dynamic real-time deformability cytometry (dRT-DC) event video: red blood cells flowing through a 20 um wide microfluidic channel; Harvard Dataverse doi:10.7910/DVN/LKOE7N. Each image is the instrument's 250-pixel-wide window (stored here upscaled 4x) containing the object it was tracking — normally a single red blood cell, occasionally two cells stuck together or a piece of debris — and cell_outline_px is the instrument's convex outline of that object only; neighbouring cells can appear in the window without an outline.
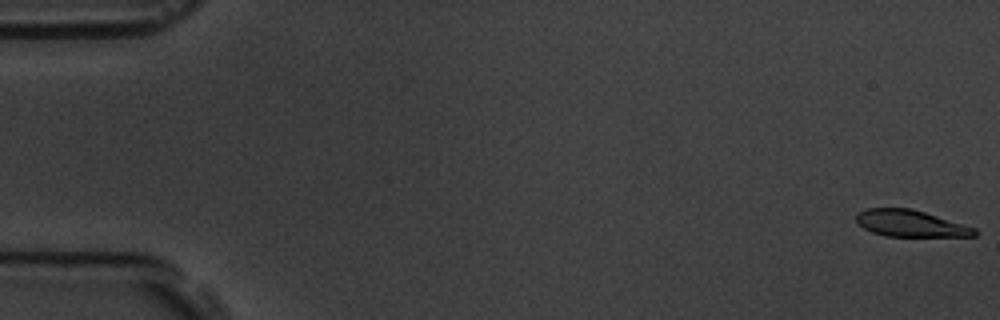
{"species": "common noctule bat (a hibernating species)", "species_latin": "Nyctalus noctula", "temperature_condition": "room temperature", "stored_images_in_passage": 8, "camera_frame_rate_fps": 3000, "um_per_image_px": 0.085, "animal": {"sex": "male", "body_mass_g": 19.5, "forearm_length_mm": 54.6}, "frame": {"image": 1, "passage_image": 1, "time_ms": 0.0, "image_size_px": [1000, 320], "cell_outline_px": [[980, 232], [976, 236], [884, 236], [872, 232], [864, 228], [856, 220], [856, 212], [864, 208], [912, 208], [976, 228]], "centroid_in_image_um": [77.39, 18.99], "position_along_channel_um": 7.6, "area_um2": 18.44}}
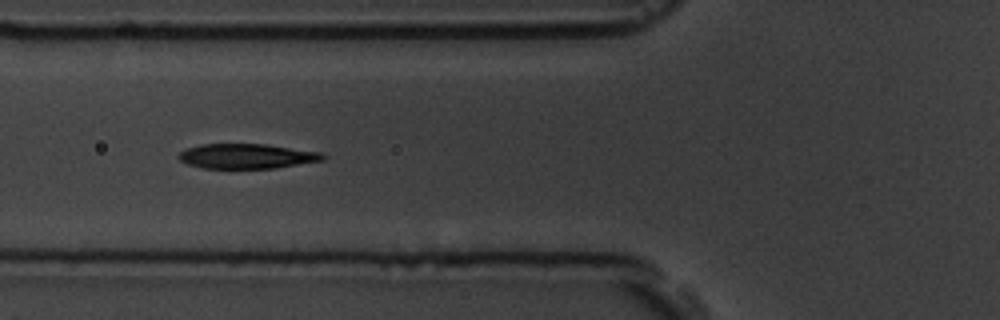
{"frame": {"image": 2, "passage_image": 7, "time_ms": 7.0, "image_size_px": [1000, 320], "cell_outline_px": [[328, 156], [324, 160], [276, 168], [204, 168], [188, 164], [180, 160], [176, 156], [184, 148], [200, 144], [264, 144], [324, 152]], "centroid_in_image_um": [21.0, 13.27], "position_along_channel_um": 104.8, "area_um2": 21.1}}
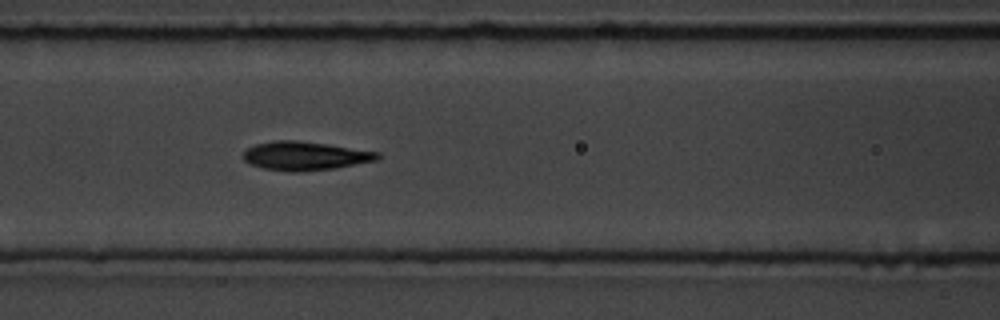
{"frame": {"image": 3, "passage_image": 8, "time_ms": 8.0, "image_size_px": [1000, 320], "cell_outline_px": [[380, 156], [376, 160], [336, 168], [300, 172], [292, 172], [264, 168], [252, 164], [244, 160], [244, 152], [248, 148], [256, 144], [276, 140], [296, 140], [328, 144], [380, 152]], "centroid_in_image_um": [25.95, 13.25], "position_along_channel_um": 140.6, "area_um2": 22.31}}